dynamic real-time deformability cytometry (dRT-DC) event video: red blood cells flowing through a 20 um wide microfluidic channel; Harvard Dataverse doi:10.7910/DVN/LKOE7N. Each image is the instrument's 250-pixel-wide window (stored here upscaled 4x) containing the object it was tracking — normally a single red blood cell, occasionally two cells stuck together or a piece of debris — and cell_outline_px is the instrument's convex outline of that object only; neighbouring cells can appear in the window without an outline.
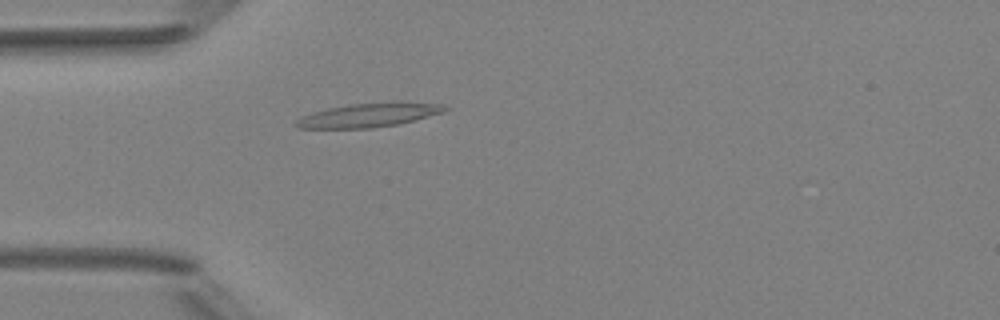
{"species": "Egyptian fruit bat (a non-hibernating species)", "species_latin": "Rousettus aegyptiacus", "temperature_condition": "room temperature", "stored_images_in_passage": 4, "camera_frame_rate_fps": 3000, "um_per_image_px": 0.085, "animal": {"sex": "female"}, "frame": {"image": 1, "passage_image": 4, "time_ms": 4.333, "image_size_px": [1000, 320], "cell_outline_px": [[448, 108], [444, 112], [416, 120], [396, 124], [372, 128], [296, 128], [292, 124], [300, 116], [312, 112], [328, 108], [348, 104], [396, 100], [444, 104]], "centroid_in_image_um": [31.37, 9.75], "position_along_channel_um": 53.6, "area_um2": 21.39}}